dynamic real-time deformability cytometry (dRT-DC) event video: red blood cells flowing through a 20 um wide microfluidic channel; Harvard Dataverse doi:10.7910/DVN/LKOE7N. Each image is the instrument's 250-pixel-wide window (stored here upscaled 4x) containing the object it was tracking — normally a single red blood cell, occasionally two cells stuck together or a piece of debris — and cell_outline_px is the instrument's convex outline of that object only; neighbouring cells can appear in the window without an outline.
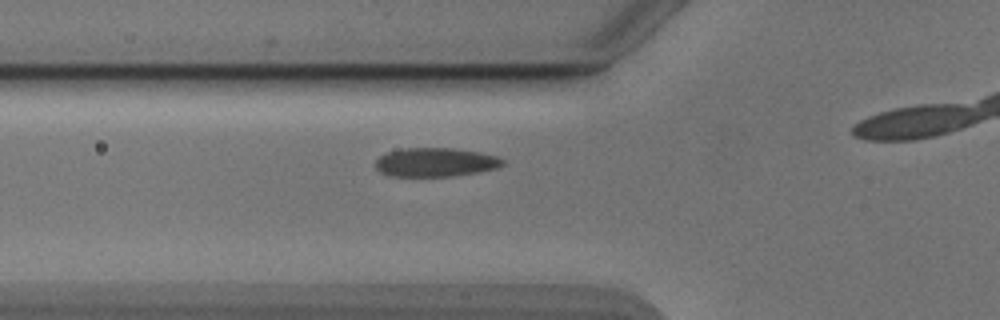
{"species": "Egyptian fruit bat (a non-hibernating species)", "species_latin": "Rousettus aegyptiacus", "temperature_condition": "cold", "stored_images_in_passage": 18, "camera_frame_rate_fps": 3000, "um_per_image_px": 0.085, "animal": {"sex": "male"}, "frame": {"image": 1, "passage_image": 13, "time_ms": 4.0, "image_size_px": [1000, 320], "cell_outline_px": [[504, 164], [496, 168], [476, 172], [452, 176], [388, 176], [380, 172], [376, 168], [376, 160], [380, 156], [388, 152], [404, 148], [452, 148], [480, 152], [496, 156], [504, 160]], "centroid_in_image_um": [37.0, 13.79], "position_along_channel_um": 88.8, "area_um2": 21.27}}
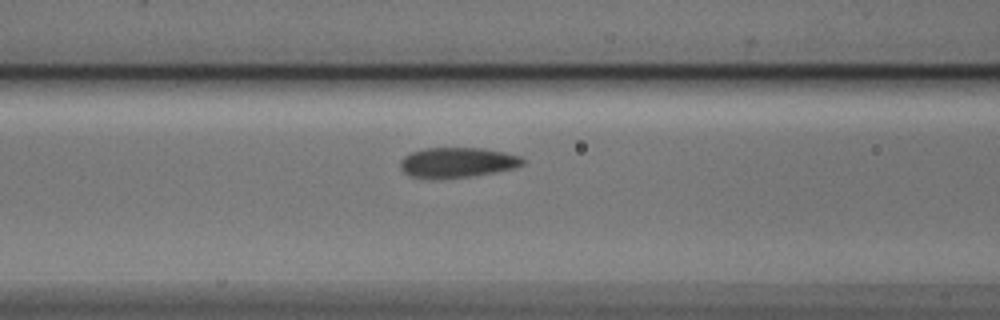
{"frame": {"image": 2, "passage_image": 16, "time_ms": 5.0, "image_size_px": [1000, 320], "cell_outline_px": [[524, 164], [516, 168], [496, 172], [468, 176], [436, 180], [432, 180], [408, 176], [400, 168], [400, 160], [404, 156], [412, 152], [424, 148], [484, 148], [504, 152], [520, 156], [524, 160]], "centroid_in_image_um": [38.84, 13.83], "position_along_channel_um": 127.8, "area_um2": 21.85}}